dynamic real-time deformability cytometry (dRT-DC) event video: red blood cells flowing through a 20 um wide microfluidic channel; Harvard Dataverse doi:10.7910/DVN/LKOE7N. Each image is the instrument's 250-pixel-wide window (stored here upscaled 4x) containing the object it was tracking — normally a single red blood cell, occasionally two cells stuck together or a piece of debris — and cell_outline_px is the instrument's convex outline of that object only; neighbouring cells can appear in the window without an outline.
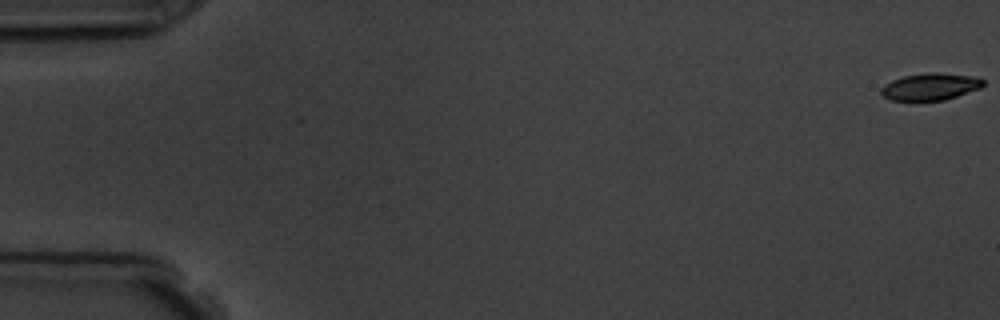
{"species": "common noctule bat (a hibernating species)", "species_latin": "Nyctalus noctula", "temperature_condition": "room temperature", "stored_images_in_passage": 5, "camera_frame_rate_fps": 3000, "um_per_image_px": 0.085, "animal": {"sex": "male", "body_mass_g": 19.5, "forearm_length_mm": 54.6}, "frame": {"image": 1, "passage_image": 1, "time_ms": 0.0, "image_size_px": [1000, 320], "cell_outline_px": [[984, 84], [980, 88], [944, 100], [892, 100], [884, 96], [880, 92], [880, 88], [884, 84], [892, 80], [904, 76], [928, 72], [936, 72], [980, 76], [984, 80]], "centroid_in_image_um": [79.11, 7.34], "position_along_channel_um": 5.9, "area_um2": 16.13}}
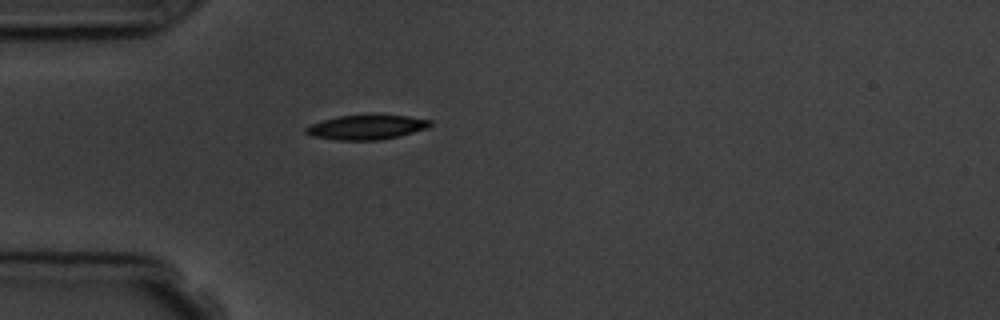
{"frame": {"image": 2, "passage_image": 5, "time_ms": 5.333, "image_size_px": [1000, 320], "cell_outline_px": [[432, 124], [428, 128], [400, 136], [380, 140], [336, 140], [312, 136], [304, 132], [304, 128], [312, 124], [324, 120], [340, 116], [372, 112], [408, 116], [432, 120]], "centroid_in_image_um": [31.2, 10.78], "position_along_channel_um": 53.8, "area_um2": 18.5}}